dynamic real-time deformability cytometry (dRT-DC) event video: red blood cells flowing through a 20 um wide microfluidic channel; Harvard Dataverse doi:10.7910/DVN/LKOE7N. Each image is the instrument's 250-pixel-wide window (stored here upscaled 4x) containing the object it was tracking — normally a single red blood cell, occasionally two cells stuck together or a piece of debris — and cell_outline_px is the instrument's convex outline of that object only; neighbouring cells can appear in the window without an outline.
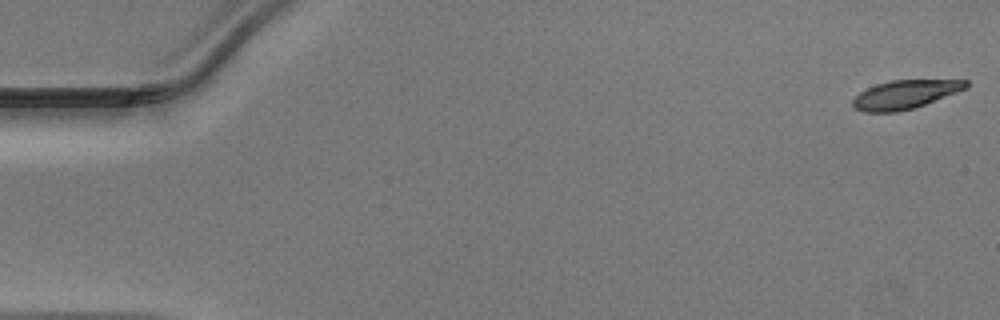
{"species": "Egyptian fruit bat (a non-hibernating species)", "species_latin": "Rousettus aegyptiacus", "temperature_condition": "warm", "stored_images_in_passage": 49, "camera_frame_rate_fps": 3000, "um_per_image_px": 0.085, "animal": {"sex": "male"}, "frame": {"image": 1, "passage_image": 1, "time_ms": 0.0, "image_size_px": [1000, 320], "cell_outline_px": [[968, 88], [924, 104], [912, 108], [896, 112], [864, 112], [852, 108], [852, 100], [860, 92], [876, 84], [892, 80], [968, 80]], "centroid_in_image_um": [76.9, 8.03], "position_along_channel_um": 8.1, "area_um2": 18.73}}
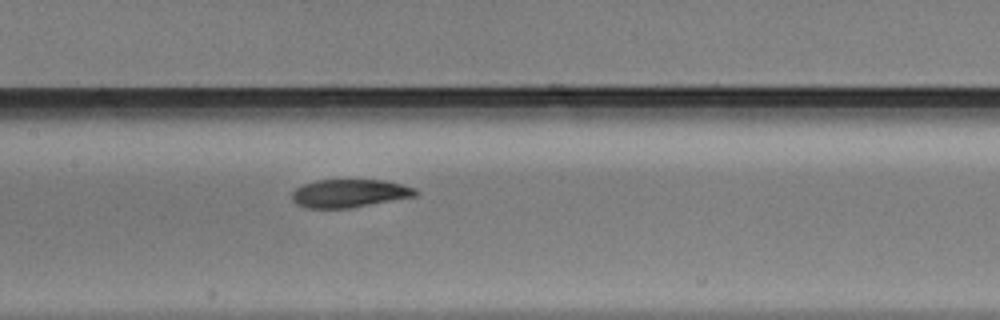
{"frame": {"image": 2, "passage_image": 24, "time_ms": 7.667, "image_size_px": [1000, 320], "cell_outline_px": [[420, 192], [416, 196], [352, 208], [308, 208], [296, 204], [292, 200], [292, 192], [296, 188], [304, 184], [316, 180], [384, 180], [416, 188]], "centroid_in_image_um": [29.72, 16.44], "position_along_channel_um": 177.7, "area_um2": 20.35}}
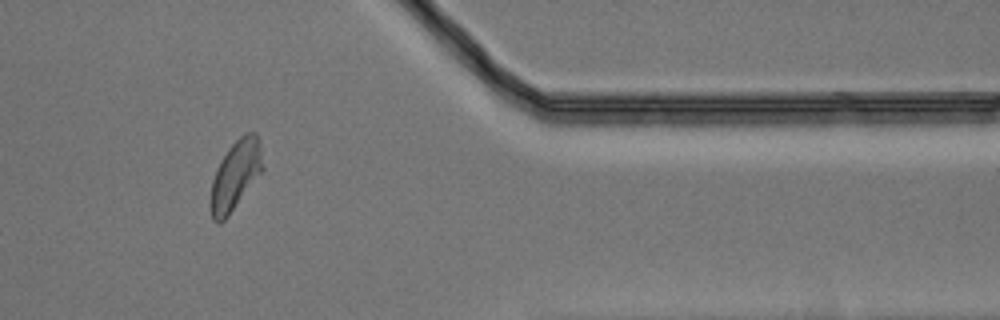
{"frame": {"image": 3, "passage_image": 41, "time_ms": 13.333, "image_size_px": [1000, 320], "cell_outline_px": [[264, 172], [228, 216], [220, 224], [216, 224], [212, 220], [208, 204], [212, 180], [216, 168], [220, 160], [228, 148], [240, 136], [248, 132], [256, 132], [260, 144], [264, 168]], "centroid_in_image_um": [20.0, 14.94], "position_along_channel_um": 391.4, "area_um2": 21.79}}